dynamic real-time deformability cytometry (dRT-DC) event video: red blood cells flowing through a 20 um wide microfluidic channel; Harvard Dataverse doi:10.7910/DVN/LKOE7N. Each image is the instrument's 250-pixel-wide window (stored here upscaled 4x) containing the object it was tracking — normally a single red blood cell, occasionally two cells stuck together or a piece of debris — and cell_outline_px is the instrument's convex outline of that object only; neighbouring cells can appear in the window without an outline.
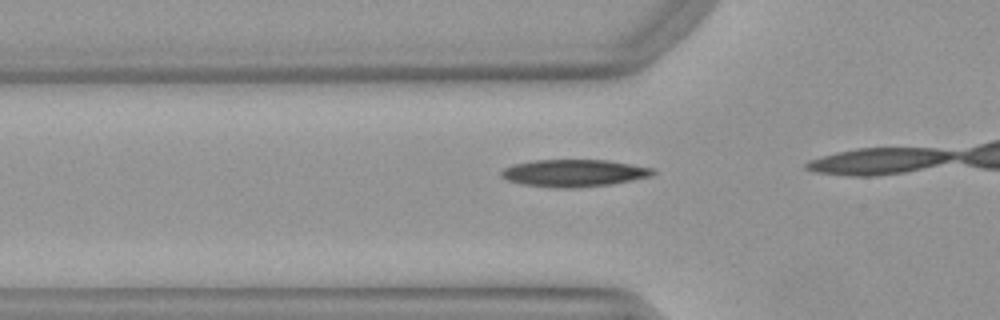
{"species": "Egyptian fruit bat (a non-hibernating species)", "species_latin": "Rousettus aegyptiacus", "temperature_condition": "warm", "stored_images_in_passage": 16, "camera_frame_rate_fps": 3000, "um_per_image_px": 0.085, "animal": {"sex": "female"}, "frame": {"image": 1, "passage_image": 12, "time_ms": 3.667, "image_size_px": [1000, 320], "cell_outline_px": [[656, 172], [652, 176], [608, 184], [572, 188], [556, 188], [524, 184], [508, 180], [500, 176], [500, 172], [504, 168], [512, 164], [532, 160], [608, 160], [656, 168]], "centroid_in_image_um": [48.79, 14.7], "position_along_channel_um": 77.0, "area_um2": 24.04}}